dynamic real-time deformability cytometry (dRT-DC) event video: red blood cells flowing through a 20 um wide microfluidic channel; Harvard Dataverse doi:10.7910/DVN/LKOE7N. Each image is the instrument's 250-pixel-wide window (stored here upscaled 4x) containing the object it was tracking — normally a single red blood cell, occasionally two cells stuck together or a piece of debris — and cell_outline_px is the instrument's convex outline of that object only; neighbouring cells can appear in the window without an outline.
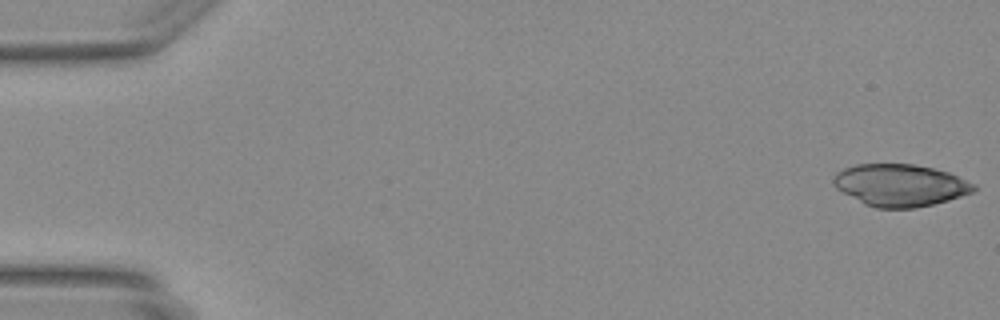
{"species": "Egyptian fruit bat (a non-hibernating species)", "species_latin": "Rousettus aegyptiacus", "temperature_condition": "warm", "stored_images_in_passage": 47, "camera_frame_rate_fps": 3000, "um_per_image_px": 0.085, "animal": {"sex": "female"}, "frame": {"image": 1, "passage_image": 1, "time_ms": 0.0, "image_size_px": [1000, 320], "cell_outline_px": [[976, 188], [972, 192], [948, 200], [916, 208], [876, 208], [864, 204], [836, 188], [832, 184], [832, 180], [836, 172], [844, 168], [856, 164], [912, 164], [932, 168], [948, 172], [976, 184]], "centroid_in_image_um": [76.49, 15.74], "position_along_channel_um": 8.5, "area_um2": 34.33}}